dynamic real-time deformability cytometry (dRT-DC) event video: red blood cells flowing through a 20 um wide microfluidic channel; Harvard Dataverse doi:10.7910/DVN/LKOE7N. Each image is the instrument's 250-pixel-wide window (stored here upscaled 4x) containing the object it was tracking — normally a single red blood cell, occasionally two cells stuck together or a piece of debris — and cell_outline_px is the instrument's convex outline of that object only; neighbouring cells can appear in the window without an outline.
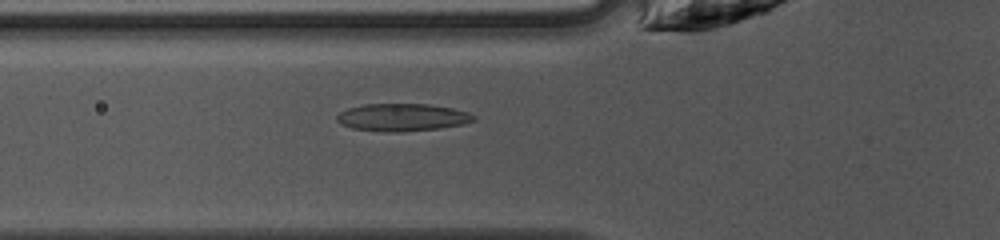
{"species": "common noctule bat (a hibernating species)", "species_latin": "Nyctalus noctula", "temperature_condition": "warm", "stored_images_in_passage": 45, "camera_frame_rate_fps": 3000, "um_per_image_px": 0.085, "animal": {"sex": "female", "body_mass_g": 10.0, "forearm_length_mm": 53.1}, "frame": {"image": 1, "passage_image": 14, "time_ms": 4.333, "image_size_px": [1000, 240], "cell_outline_px": [[476, 120], [464, 124], [440, 128], [400, 132], [388, 132], [352, 128], [340, 124], [336, 120], [336, 116], [340, 112], [348, 108], [364, 104], [428, 104], [452, 108], [468, 112], [476, 116]], "centroid_in_image_um": [34.2, 9.97], "position_along_channel_um": 91.6, "area_um2": 22.02}}
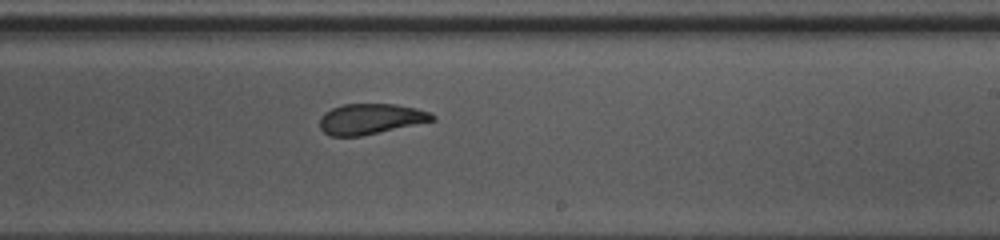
{"frame": {"image": 2, "passage_image": 26, "time_ms": 8.333, "image_size_px": [1000, 240], "cell_outline_px": [[436, 120], [360, 136], [328, 136], [320, 128], [320, 116], [324, 112], [332, 108], [344, 104], [396, 104], [416, 108], [428, 112], [436, 116]], "centroid_in_image_um": [31.48, 10.1], "position_along_channel_um": 257.5, "area_um2": 20.0}}
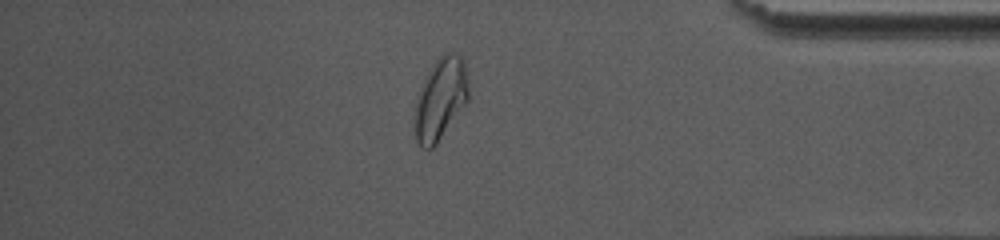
{"frame": {"image": 3, "passage_image": 38, "time_ms": 12.333, "image_size_px": [1000, 240], "cell_outline_px": [[468, 100], [436, 144], [432, 148], [424, 148], [416, 140], [412, 128], [412, 112], [420, 88], [428, 72], [436, 60], [444, 52], [452, 52], [460, 56], [464, 60], [468, 88]], "centroid_in_image_um": [37.38, 8.43], "position_along_channel_um": 397.8, "area_um2": 25.78}, "authors_computed_cell_mechanics": {"area_um2": 22.0218, "velocity_mm_per_s": 4.1331, "shape_relaxation_time_tau1_ms": 7.5464, "shape_relaxation_time_tau2_ms": 1.7721, "deformation_change_tau1": 0.1969, "deformation_change_tau2": 0.0595}}